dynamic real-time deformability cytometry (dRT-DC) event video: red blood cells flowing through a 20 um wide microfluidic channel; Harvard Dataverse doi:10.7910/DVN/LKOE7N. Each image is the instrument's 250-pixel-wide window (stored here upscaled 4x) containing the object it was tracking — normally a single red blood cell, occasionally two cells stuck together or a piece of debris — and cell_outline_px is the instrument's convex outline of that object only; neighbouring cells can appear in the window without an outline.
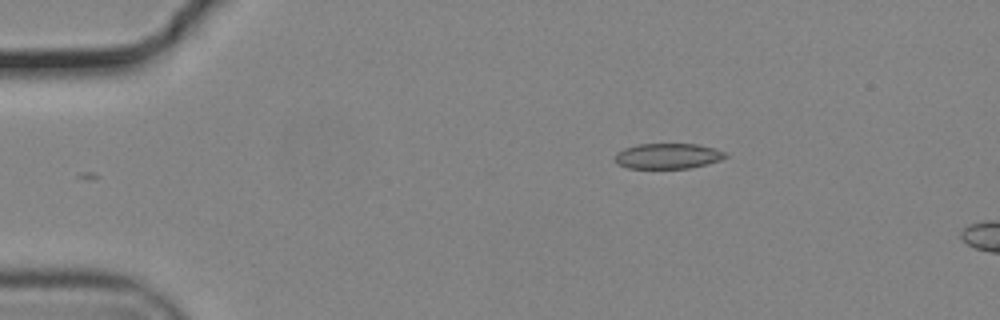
{"species": "common noctule bat (a hibernating species)", "species_latin": "Nyctalus noctula", "temperature_condition": "cold", "stored_images_in_passage": 9, "camera_frame_rate_fps": 3000, "um_per_image_px": 0.085, "animal": {"sex": "male", "body_mass_g": 19.2, "forearm_length_mm": 51.8}, "frame": {"image": 1, "passage_image": 1, "time_ms": 0.0, "image_size_px": [1000, 320], "cell_outline_px": [[728, 156], [720, 160], [708, 164], [688, 168], [628, 168], [616, 164], [616, 152], [624, 148], [636, 144], [696, 144], [728, 152]], "centroid_in_image_um": [56.77, 13.26], "position_along_channel_um": 28.2, "area_um2": 16.42}}